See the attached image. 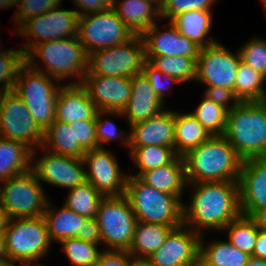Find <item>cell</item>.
Here are the masks:
<instances>
[{"label": "cell", "mask_w": 266, "mask_h": 266, "mask_svg": "<svg viewBox=\"0 0 266 266\" xmlns=\"http://www.w3.org/2000/svg\"><path fill=\"white\" fill-rule=\"evenodd\" d=\"M266 77L240 61L233 93L239 102L266 100Z\"/></svg>", "instance_id": "obj_33"}, {"label": "cell", "mask_w": 266, "mask_h": 266, "mask_svg": "<svg viewBox=\"0 0 266 266\" xmlns=\"http://www.w3.org/2000/svg\"><path fill=\"white\" fill-rule=\"evenodd\" d=\"M187 188L190 200L183 203V224L200 235L221 232L242 214L238 182L189 183Z\"/></svg>", "instance_id": "obj_1"}, {"label": "cell", "mask_w": 266, "mask_h": 266, "mask_svg": "<svg viewBox=\"0 0 266 266\" xmlns=\"http://www.w3.org/2000/svg\"><path fill=\"white\" fill-rule=\"evenodd\" d=\"M4 236L9 263L45 266L39 260L48 256L53 243L43 216L8 219Z\"/></svg>", "instance_id": "obj_5"}, {"label": "cell", "mask_w": 266, "mask_h": 266, "mask_svg": "<svg viewBox=\"0 0 266 266\" xmlns=\"http://www.w3.org/2000/svg\"><path fill=\"white\" fill-rule=\"evenodd\" d=\"M212 135H223L226 128L228 110L202 94L199 105L189 111Z\"/></svg>", "instance_id": "obj_39"}, {"label": "cell", "mask_w": 266, "mask_h": 266, "mask_svg": "<svg viewBox=\"0 0 266 266\" xmlns=\"http://www.w3.org/2000/svg\"><path fill=\"white\" fill-rule=\"evenodd\" d=\"M98 109L82 84H63L56 100L55 120L71 124L80 120H96Z\"/></svg>", "instance_id": "obj_22"}, {"label": "cell", "mask_w": 266, "mask_h": 266, "mask_svg": "<svg viewBox=\"0 0 266 266\" xmlns=\"http://www.w3.org/2000/svg\"><path fill=\"white\" fill-rule=\"evenodd\" d=\"M25 63L21 47L3 49L0 53V95L14 88L20 67Z\"/></svg>", "instance_id": "obj_41"}, {"label": "cell", "mask_w": 266, "mask_h": 266, "mask_svg": "<svg viewBox=\"0 0 266 266\" xmlns=\"http://www.w3.org/2000/svg\"><path fill=\"white\" fill-rule=\"evenodd\" d=\"M143 73L149 79L152 89L158 98L166 105L167 90L172 91V87L181 84L175 78L166 73H161L149 61H145L143 66Z\"/></svg>", "instance_id": "obj_45"}, {"label": "cell", "mask_w": 266, "mask_h": 266, "mask_svg": "<svg viewBox=\"0 0 266 266\" xmlns=\"http://www.w3.org/2000/svg\"><path fill=\"white\" fill-rule=\"evenodd\" d=\"M18 1L19 0H0V10L2 9H9L10 8H17L18 9Z\"/></svg>", "instance_id": "obj_54"}, {"label": "cell", "mask_w": 266, "mask_h": 266, "mask_svg": "<svg viewBox=\"0 0 266 266\" xmlns=\"http://www.w3.org/2000/svg\"><path fill=\"white\" fill-rule=\"evenodd\" d=\"M9 264L4 234H0V265Z\"/></svg>", "instance_id": "obj_53"}, {"label": "cell", "mask_w": 266, "mask_h": 266, "mask_svg": "<svg viewBox=\"0 0 266 266\" xmlns=\"http://www.w3.org/2000/svg\"><path fill=\"white\" fill-rule=\"evenodd\" d=\"M212 15V11L192 10L180 13L171 22L182 35L204 48L218 42V39L209 36L214 22Z\"/></svg>", "instance_id": "obj_27"}, {"label": "cell", "mask_w": 266, "mask_h": 266, "mask_svg": "<svg viewBox=\"0 0 266 266\" xmlns=\"http://www.w3.org/2000/svg\"><path fill=\"white\" fill-rule=\"evenodd\" d=\"M159 22L152 25L141 35L145 47V56L198 58L199 46L182 35L171 21H166V25L162 24V26Z\"/></svg>", "instance_id": "obj_18"}, {"label": "cell", "mask_w": 266, "mask_h": 266, "mask_svg": "<svg viewBox=\"0 0 266 266\" xmlns=\"http://www.w3.org/2000/svg\"><path fill=\"white\" fill-rule=\"evenodd\" d=\"M218 0H164L161 19L171 21L175 16L192 10L212 11Z\"/></svg>", "instance_id": "obj_44"}, {"label": "cell", "mask_w": 266, "mask_h": 266, "mask_svg": "<svg viewBox=\"0 0 266 266\" xmlns=\"http://www.w3.org/2000/svg\"><path fill=\"white\" fill-rule=\"evenodd\" d=\"M125 196L137 221L166 224L176 228L183 224V203L179 197L161 192L128 175Z\"/></svg>", "instance_id": "obj_6"}, {"label": "cell", "mask_w": 266, "mask_h": 266, "mask_svg": "<svg viewBox=\"0 0 266 266\" xmlns=\"http://www.w3.org/2000/svg\"><path fill=\"white\" fill-rule=\"evenodd\" d=\"M203 95L213 102L223 106L228 111L232 110L239 103V100L230 89L206 87L205 91H203Z\"/></svg>", "instance_id": "obj_48"}, {"label": "cell", "mask_w": 266, "mask_h": 266, "mask_svg": "<svg viewBox=\"0 0 266 266\" xmlns=\"http://www.w3.org/2000/svg\"><path fill=\"white\" fill-rule=\"evenodd\" d=\"M183 158L187 184L239 180L243 160L224 135H212Z\"/></svg>", "instance_id": "obj_3"}, {"label": "cell", "mask_w": 266, "mask_h": 266, "mask_svg": "<svg viewBox=\"0 0 266 266\" xmlns=\"http://www.w3.org/2000/svg\"><path fill=\"white\" fill-rule=\"evenodd\" d=\"M59 80L24 63L17 74L13 91L20 96L38 126L45 131L54 121Z\"/></svg>", "instance_id": "obj_7"}, {"label": "cell", "mask_w": 266, "mask_h": 266, "mask_svg": "<svg viewBox=\"0 0 266 266\" xmlns=\"http://www.w3.org/2000/svg\"><path fill=\"white\" fill-rule=\"evenodd\" d=\"M79 14L60 5L46 13L26 20L15 35L27 39L21 49L26 54L34 45L52 40L78 37Z\"/></svg>", "instance_id": "obj_11"}, {"label": "cell", "mask_w": 266, "mask_h": 266, "mask_svg": "<svg viewBox=\"0 0 266 266\" xmlns=\"http://www.w3.org/2000/svg\"><path fill=\"white\" fill-rule=\"evenodd\" d=\"M164 106L143 72L131 78V95L128 105L122 111L128 127L158 114L165 109Z\"/></svg>", "instance_id": "obj_23"}, {"label": "cell", "mask_w": 266, "mask_h": 266, "mask_svg": "<svg viewBox=\"0 0 266 266\" xmlns=\"http://www.w3.org/2000/svg\"><path fill=\"white\" fill-rule=\"evenodd\" d=\"M8 221V217L6 212L0 206V234H4V230L6 228V224Z\"/></svg>", "instance_id": "obj_55"}, {"label": "cell", "mask_w": 266, "mask_h": 266, "mask_svg": "<svg viewBox=\"0 0 266 266\" xmlns=\"http://www.w3.org/2000/svg\"><path fill=\"white\" fill-rule=\"evenodd\" d=\"M82 159L86 181L104 197L125 195L128 173L121 171L119 161L111 149L87 150Z\"/></svg>", "instance_id": "obj_16"}, {"label": "cell", "mask_w": 266, "mask_h": 266, "mask_svg": "<svg viewBox=\"0 0 266 266\" xmlns=\"http://www.w3.org/2000/svg\"><path fill=\"white\" fill-rule=\"evenodd\" d=\"M63 0H19L18 9L13 15V24L16 27L15 32L26 20L40 16L47 11L61 6Z\"/></svg>", "instance_id": "obj_43"}, {"label": "cell", "mask_w": 266, "mask_h": 266, "mask_svg": "<svg viewBox=\"0 0 266 266\" xmlns=\"http://www.w3.org/2000/svg\"><path fill=\"white\" fill-rule=\"evenodd\" d=\"M150 2L151 4L155 5L159 10L163 7L164 0H145Z\"/></svg>", "instance_id": "obj_58"}, {"label": "cell", "mask_w": 266, "mask_h": 266, "mask_svg": "<svg viewBox=\"0 0 266 266\" xmlns=\"http://www.w3.org/2000/svg\"><path fill=\"white\" fill-rule=\"evenodd\" d=\"M172 229V226L166 224L137 221L128 252L135 259L147 260L164 244Z\"/></svg>", "instance_id": "obj_29"}, {"label": "cell", "mask_w": 266, "mask_h": 266, "mask_svg": "<svg viewBox=\"0 0 266 266\" xmlns=\"http://www.w3.org/2000/svg\"><path fill=\"white\" fill-rule=\"evenodd\" d=\"M71 125L74 142H78L85 151L98 148L96 120H80L71 123Z\"/></svg>", "instance_id": "obj_46"}, {"label": "cell", "mask_w": 266, "mask_h": 266, "mask_svg": "<svg viewBox=\"0 0 266 266\" xmlns=\"http://www.w3.org/2000/svg\"><path fill=\"white\" fill-rule=\"evenodd\" d=\"M250 217L259 229L266 231V207L255 211Z\"/></svg>", "instance_id": "obj_52"}, {"label": "cell", "mask_w": 266, "mask_h": 266, "mask_svg": "<svg viewBox=\"0 0 266 266\" xmlns=\"http://www.w3.org/2000/svg\"><path fill=\"white\" fill-rule=\"evenodd\" d=\"M0 40H1V35H0ZM2 44H3V43H1V41H0V53L3 52L2 48H1ZM1 50H2V51H1Z\"/></svg>", "instance_id": "obj_62"}, {"label": "cell", "mask_w": 266, "mask_h": 266, "mask_svg": "<svg viewBox=\"0 0 266 266\" xmlns=\"http://www.w3.org/2000/svg\"><path fill=\"white\" fill-rule=\"evenodd\" d=\"M245 266H266V260L250 256Z\"/></svg>", "instance_id": "obj_56"}, {"label": "cell", "mask_w": 266, "mask_h": 266, "mask_svg": "<svg viewBox=\"0 0 266 266\" xmlns=\"http://www.w3.org/2000/svg\"><path fill=\"white\" fill-rule=\"evenodd\" d=\"M199 233L182 224L173 228L164 244L147 261L152 266H196L200 253Z\"/></svg>", "instance_id": "obj_17"}, {"label": "cell", "mask_w": 266, "mask_h": 266, "mask_svg": "<svg viewBox=\"0 0 266 266\" xmlns=\"http://www.w3.org/2000/svg\"><path fill=\"white\" fill-rule=\"evenodd\" d=\"M255 35L238 48L241 61L266 77V39Z\"/></svg>", "instance_id": "obj_42"}, {"label": "cell", "mask_w": 266, "mask_h": 266, "mask_svg": "<svg viewBox=\"0 0 266 266\" xmlns=\"http://www.w3.org/2000/svg\"><path fill=\"white\" fill-rule=\"evenodd\" d=\"M63 204L80 216L87 218L95 217L98 206L104 196L97 191L89 182L68 190Z\"/></svg>", "instance_id": "obj_37"}, {"label": "cell", "mask_w": 266, "mask_h": 266, "mask_svg": "<svg viewBox=\"0 0 266 266\" xmlns=\"http://www.w3.org/2000/svg\"><path fill=\"white\" fill-rule=\"evenodd\" d=\"M161 73L172 76L181 84L195 82L197 76V58L187 56H145Z\"/></svg>", "instance_id": "obj_36"}, {"label": "cell", "mask_w": 266, "mask_h": 266, "mask_svg": "<svg viewBox=\"0 0 266 266\" xmlns=\"http://www.w3.org/2000/svg\"><path fill=\"white\" fill-rule=\"evenodd\" d=\"M99 226L102 250L128 251L137 223L125 195L104 197L95 216Z\"/></svg>", "instance_id": "obj_9"}, {"label": "cell", "mask_w": 266, "mask_h": 266, "mask_svg": "<svg viewBox=\"0 0 266 266\" xmlns=\"http://www.w3.org/2000/svg\"><path fill=\"white\" fill-rule=\"evenodd\" d=\"M223 135L243 161L266 158V100L239 102L228 111Z\"/></svg>", "instance_id": "obj_4"}, {"label": "cell", "mask_w": 266, "mask_h": 266, "mask_svg": "<svg viewBox=\"0 0 266 266\" xmlns=\"http://www.w3.org/2000/svg\"><path fill=\"white\" fill-rule=\"evenodd\" d=\"M130 147L164 146L175 150L174 110L163 109L130 126Z\"/></svg>", "instance_id": "obj_21"}, {"label": "cell", "mask_w": 266, "mask_h": 266, "mask_svg": "<svg viewBox=\"0 0 266 266\" xmlns=\"http://www.w3.org/2000/svg\"><path fill=\"white\" fill-rule=\"evenodd\" d=\"M129 157L138 168L136 173H128L138 177L142 172L171 163L178 155L174 148L164 146L129 147Z\"/></svg>", "instance_id": "obj_34"}, {"label": "cell", "mask_w": 266, "mask_h": 266, "mask_svg": "<svg viewBox=\"0 0 266 266\" xmlns=\"http://www.w3.org/2000/svg\"><path fill=\"white\" fill-rule=\"evenodd\" d=\"M73 5H75V11L78 12L80 16L101 12L108 10L112 7V0H71Z\"/></svg>", "instance_id": "obj_49"}, {"label": "cell", "mask_w": 266, "mask_h": 266, "mask_svg": "<svg viewBox=\"0 0 266 266\" xmlns=\"http://www.w3.org/2000/svg\"><path fill=\"white\" fill-rule=\"evenodd\" d=\"M138 178L161 192L179 197L181 200L187 188L185 161L177 156L171 163L142 172Z\"/></svg>", "instance_id": "obj_24"}, {"label": "cell", "mask_w": 266, "mask_h": 266, "mask_svg": "<svg viewBox=\"0 0 266 266\" xmlns=\"http://www.w3.org/2000/svg\"><path fill=\"white\" fill-rule=\"evenodd\" d=\"M42 146L51 152L80 159L86 152L78 142H74L72 125L56 120L44 131Z\"/></svg>", "instance_id": "obj_32"}, {"label": "cell", "mask_w": 266, "mask_h": 266, "mask_svg": "<svg viewBox=\"0 0 266 266\" xmlns=\"http://www.w3.org/2000/svg\"><path fill=\"white\" fill-rule=\"evenodd\" d=\"M108 116V119L106 118ZM109 116L117 118V116L122 119L124 115L120 111H106L98 110L96 114V137L98 141V148H107V145H111L112 141H119L122 146L127 148L130 147V132H127L121 128H117L116 122L109 119ZM105 145V146H104Z\"/></svg>", "instance_id": "obj_38"}, {"label": "cell", "mask_w": 266, "mask_h": 266, "mask_svg": "<svg viewBox=\"0 0 266 266\" xmlns=\"http://www.w3.org/2000/svg\"><path fill=\"white\" fill-rule=\"evenodd\" d=\"M240 61L239 51L232 53L220 41L200 48L195 82H200L205 87H221L233 91Z\"/></svg>", "instance_id": "obj_15"}, {"label": "cell", "mask_w": 266, "mask_h": 266, "mask_svg": "<svg viewBox=\"0 0 266 266\" xmlns=\"http://www.w3.org/2000/svg\"><path fill=\"white\" fill-rule=\"evenodd\" d=\"M54 206L49 199L43 215L51 242L60 243L64 239L74 238L77 233H81L82 225L87 217L80 216L65 205L59 209Z\"/></svg>", "instance_id": "obj_26"}, {"label": "cell", "mask_w": 266, "mask_h": 266, "mask_svg": "<svg viewBox=\"0 0 266 266\" xmlns=\"http://www.w3.org/2000/svg\"><path fill=\"white\" fill-rule=\"evenodd\" d=\"M134 35L112 7L79 16L78 38L88 54L125 43Z\"/></svg>", "instance_id": "obj_12"}, {"label": "cell", "mask_w": 266, "mask_h": 266, "mask_svg": "<svg viewBox=\"0 0 266 266\" xmlns=\"http://www.w3.org/2000/svg\"><path fill=\"white\" fill-rule=\"evenodd\" d=\"M196 266H206V265H204V264L199 260Z\"/></svg>", "instance_id": "obj_60"}, {"label": "cell", "mask_w": 266, "mask_h": 266, "mask_svg": "<svg viewBox=\"0 0 266 266\" xmlns=\"http://www.w3.org/2000/svg\"><path fill=\"white\" fill-rule=\"evenodd\" d=\"M252 256L266 260V231L259 229Z\"/></svg>", "instance_id": "obj_51"}, {"label": "cell", "mask_w": 266, "mask_h": 266, "mask_svg": "<svg viewBox=\"0 0 266 266\" xmlns=\"http://www.w3.org/2000/svg\"><path fill=\"white\" fill-rule=\"evenodd\" d=\"M134 259L128 251L103 250L92 266H131Z\"/></svg>", "instance_id": "obj_47"}, {"label": "cell", "mask_w": 266, "mask_h": 266, "mask_svg": "<svg viewBox=\"0 0 266 266\" xmlns=\"http://www.w3.org/2000/svg\"><path fill=\"white\" fill-rule=\"evenodd\" d=\"M249 257L225 238L211 242L205 241L203 235L200 237L199 260L206 266H245Z\"/></svg>", "instance_id": "obj_31"}, {"label": "cell", "mask_w": 266, "mask_h": 266, "mask_svg": "<svg viewBox=\"0 0 266 266\" xmlns=\"http://www.w3.org/2000/svg\"><path fill=\"white\" fill-rule=\"evenodd\" d=\"M32 150L25 144L0 137V182L31 170Z\"/></svg>", "instance_id": "obj_30"}, {"label": "cell", "mask_w": 266, "mask_h": 266, "mask_svg": "<svg viewBox=\"0 0 266 266\" xmlns=\"http://www.w3.org/2000/svg\"><path fill=\"white\" fill-rule=\"evenodd\" d=\"M25 63L63 84H81L88 68V53L78 37L45 41L25 54Z\"/></svg>", "instance_id": "obj_2"}, {"label": "cell", "mask_w": 266, "mask_h": 266, "mask_svg": "<svg viewBox=\"0 0 266 266\" xmlns=\"http://www.w3.org/2000/svg\"><path fill=\"white\" fill-rule=\"evenodd\" d=\"M37 151L45 153L38 155ZM31 170L43 185L72 189L86 182L83 159L61 155L43 146L32 151Z\"/></svg>", "instance_id": "obj_14"}, {"label": "cell", "mask_w": 266, "mask_h": 266, "mask_svg": "<svg viewBox=\"0 0 266 266\" xmlns=\"http://www.w3.org/2000/svg\"><path fill=\"white\" fill-rule=\"evenodd\" d=\"M0 137L21 142L32 151L43 145L44 131L13 90L0 95Z\"/></svg>", "instance_id": "obj_13"}, {"label": "cell", "mask_w": 266, "mask_h": 266, "mask_svg": "<svg viewBox=\"0 0 266 266\" xmlns=\"http://www.w3.org/2000/svg\"><path fill=\"white\" fill-rule=\"evenodd\" d=\"M131 266H152L146 259H134Z\"/></svg>", "instance_id": "obj_57"}, {"label": "cell", "mask_w": 266, "mask_h": 266, "mask_svg": "<svg viewBox=\"0 0 266 266\" xmlns=\"http://www.w3.org/2000/svg\"><path fill=\"white\" fill-rule=\"evenodd\" d=\"M98 110L122 112L131 95V78L85 75L81 83Z\"/></svg>", "instance_id": "obj_19"}, {"label": "cell", "mask_w": 266, "mask_h": 266, "mask_svg": "<svg viewBox=\"0 0 266 266\" xmlns=\"http://www.w3.org/2000/svg\"><path fill=\"white\" fill-rule=\"evenodd\" d=\"M238 184L243 215L251 216L266 207V158L244 160Z\"/></svg>", "instance_id": "obj_20"}, {"label": "cell", "mask_w": 266, "mask_h": 266, "mask_svg": "<svg viewBox=\"0 0 266 266\" xmlns=\"http://www.w3.org/2000/svg\"><path fill=\"white\" fill-rule=\"evenodd\" d=\"M76 238L102 245L100 230L95 217L87 218L85 220L81 228V233H77Z\"/></svg>", "instance_id": "obj_50"}, {"label": "cell", "mask_w": 266, "mask_h": 266, "mask_svg": "<svg viewBox=\"0 0 266 266\" xmlns=\"http://www.w3.org/2000/svg\"><path fill=\"white\" fill-rule=\"evenodd\" d=\"M260 1H261L263 10H265V16H266V0H260Z\"/></svg>", "instance_id": "obj_59"}, {"label": "cell", "mask_w": 266, "mask_h": 266, "mask_svg": "<svg viewBox=\"0 0 266 266\" xmlns=\"http://www.w3.org/2000/svg\"><path fill=\"white\" fill-rule=\"evenodd\" d=\"M59 244L73 266H92L103 251V246L76 237L64 239Z\"/></svg>", "instance_id": "obj_40"}, {"label": "cell", "mask_w": 266, "mask_h": 266, "mask_svg": "<svg viewBox=\"0 0 266 266\" xmlns=\"http://www.w3.org/2000/svg\"><path fill=\"white\" fill-rule=\"evenodd\" d=\"M112 8L135 35H142L161 20L160 10L145 0H112Z\"/></svg>", "instance_id": "obj_25"}, {"label": "cell", "mask_w": 266, "mask_h": 266, "mask_svg": "<svg viewBox=\"0 0 266 266\" xmlns=\"http://www.w3.org/2000/svg\"><path fill=\"white\" fill-rule=\"evenodd\" d=\"M0 183V206L8 219L44 215L50 197L32 170Z\"/></svg>", "instance_id": "obj_8"}, {"label": "cell", "mask_w": 266, "mask_h": 266, "mask_svg": "<svg viewBox=\"0 0 266 266\" xmlns=\"http://www.w3.org/2000/svg\"><path fill=\"white\" fill-rule=\"evenodd\" d=\"M146 61L141 35H134L125 43L96 50L88 54L85 75L130 77L141 74Z\"/></svg>", "instance_id": "obj_10"}, {"label": "cell", "mask_w": 266, "mask_h": 266, "mask_svg": "<svg viewBox=\"0 0 266 266\" xmlns=\"http://www.w3.org/2000/svg\"><path fill=\"white\" fill-rule=\"evenodd\" d=\"M175 152L185 156L190 150L207 141L211 134L190 113L174 110Z\"/></svg>", "instance_id": "obj_28"}, {"label": "cell", "mask_w": 266, "mask_h": 266, "mask_svg": "<svg viewBox=\"0 0 266 266\" xmlns=\"http://www.w3.org/2000/svg\"><path fill=\"white\" fill-rule=\"evenodd\" d=\"M0 266H17V265L9 263V264H3V265H0Z\"/></svg>", "instance_id": "obj_61"}, {"label": "cell", "mask_w": 266, "mask_h": 266, "mask_svg": "<svg viewBox=\"0 0 266 266\" xmlns=\"http://www.w3.org/2000/svg\"><path fill=\"white\" fill-rule=\"evenodd\" d=\"M259 228L255 221L246 215H239L222 229V234L226 235L227 241L240 251L252 256ZM224 232V233H223Z\"/></svg>", "instance_id": "obj_35"}]
</instances>
